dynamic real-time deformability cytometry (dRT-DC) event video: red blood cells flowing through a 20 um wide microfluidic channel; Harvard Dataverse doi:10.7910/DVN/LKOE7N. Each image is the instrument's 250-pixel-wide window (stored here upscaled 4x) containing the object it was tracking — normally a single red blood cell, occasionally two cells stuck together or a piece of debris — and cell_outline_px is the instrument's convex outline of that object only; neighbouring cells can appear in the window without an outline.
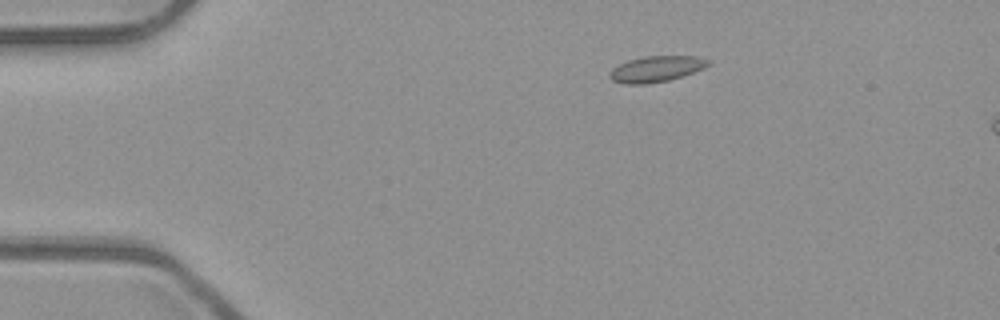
{"species": "common noctule bat (a hibernating species)", "species_latin": "Nyctalus noctula", "temperature_condition": "room temperature", "stored_images_in_passage": 3, "camera_frame_rate_fps": 3000, "um_per_image_px": 0.085, "animal": {"sex": "male", "body_mass_g": 23.1, "forearm_length_mm": 52.7}, "frame": {"image": 1, "passage_image": 1, "time_ms": 0.0, "image_size_px": [1000, 320], "cell_outline_px": [[712, 64], [704, 68], [668, 80], [648, 84], [624, 84], [612, 80], [608, 76], [608, 72], [612, 68], [628, 60], [644, 56], [696, 56], [712, 60]], "centroid_in_image_um": [55.77, 5.85], "position_along_channel_um": 29.2, "area_um2": 14.97}}